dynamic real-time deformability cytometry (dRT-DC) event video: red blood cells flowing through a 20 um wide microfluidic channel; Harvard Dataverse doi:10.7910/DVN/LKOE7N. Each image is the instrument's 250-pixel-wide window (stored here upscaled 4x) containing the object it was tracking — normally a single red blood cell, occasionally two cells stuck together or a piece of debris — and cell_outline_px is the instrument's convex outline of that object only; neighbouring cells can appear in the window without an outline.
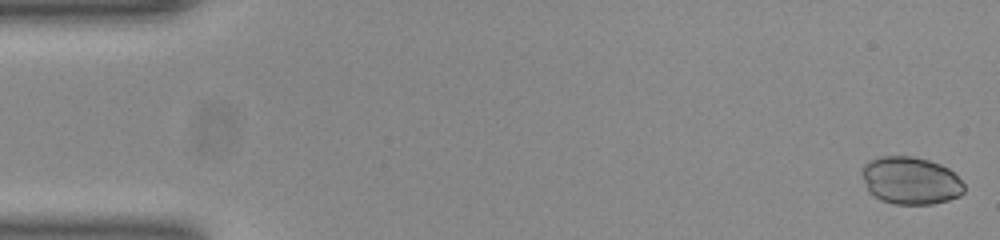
{"species": "common noctule bat (a hibernating species)", "species_latin": "Nyctalus noctula", "temperature_condition": "room temperature", "stored_images_in_passage": 51, "camera_frame_rate_fps": 3000, "um_per_image_px": 0.085, "animal": {"sex": "female", "body_mass_g": 23.0, "forearm_length_mm": 53.4}, "frame": {"image": 1, "passage_image": 1, "time_ms": 0.0, "image_size_px": [1000, 240], "cell_outline_px": [[964, 192], [960, 196], [948, 200], [932, 204], [896, 204], [880, 200], [868, 192], [860, 172], [860, 168], [868, 160], [880, 156], [912, 156], [928, 160], [940, 164], [948, 168], [964, 184]], "centroid_in_image_um": [77.35, 15.35], "position_along_channel_um": 7.6, "area_um2": 28.55}}
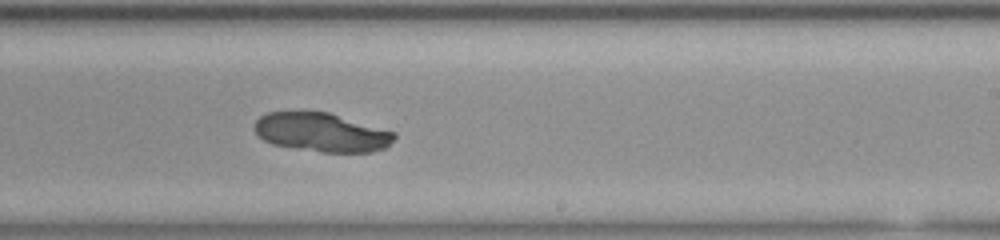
{"frame": {"image": 2, "passage_image": 31, "time_ms": 10.0, "image_size_px": [1000, 240], "cell_outline_px": [[396, 136], [384, 148], [372, 152], [324, 152], [296, 148], [272, 144], [264, 140], [256, 132], [256, 120], [260, 116], [268, 112], [328, 112], [396, 132]], "centroid_in_image_um": [27.35, 11.25], "position_along_channel_um": 261.6, "area_um2": 31.27}}
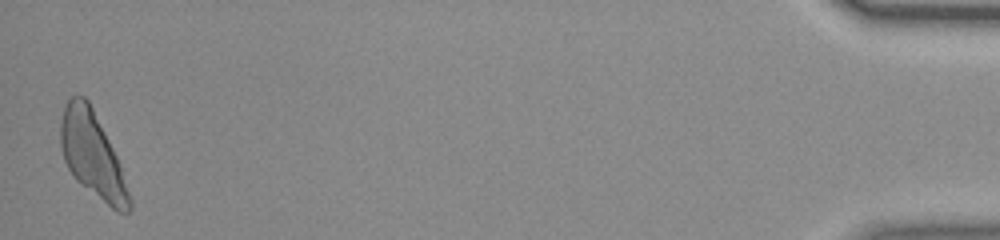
{"frame": {"image": 3, "passage_image": 51, "time_ms": 16.667, "image_size_px": [1000, 240], "cell_outline_px": [[132, 208], [128, 212], [116, 212], [76, 180], [68, 168], [64, 160], [60, 148], [60, 124], [64, 104], [72, 96], [84, 96], [88, 100], [120, 164], [132, 200]], "centroid_in_image_um": [7.84, 13.19], "position_along_channel_um": 427.4, "area_um2": 33.81}}